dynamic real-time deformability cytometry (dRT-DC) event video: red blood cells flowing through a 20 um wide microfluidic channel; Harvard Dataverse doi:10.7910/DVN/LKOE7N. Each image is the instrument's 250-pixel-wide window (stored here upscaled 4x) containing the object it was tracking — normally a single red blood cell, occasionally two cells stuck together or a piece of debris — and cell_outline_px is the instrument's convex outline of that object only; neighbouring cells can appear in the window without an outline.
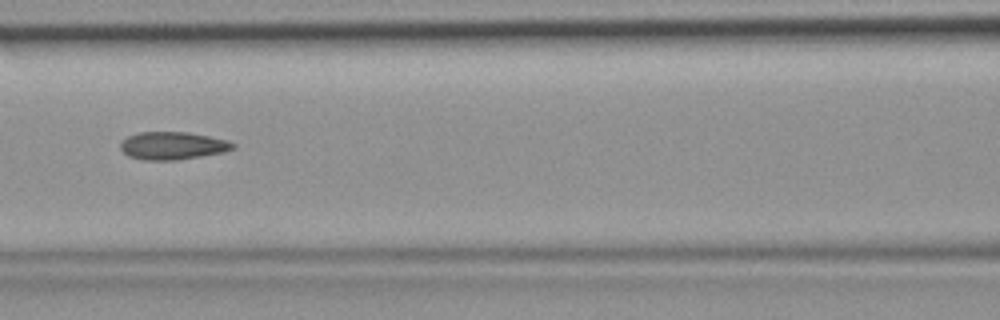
{"species": "common noctule bat (a hibernating species)", "species_latin": "Nyctalus noctula", "temperature_condition": "room temperature", "stored_images_in_passage": 5, "camera_frame_rate_fps": 3000, "um_per_image_px": 0.085, "animal": {"sex": "female", "body_mass_g": 19.9}, "frame": {"image": 1, "passage_image": 5, "time_ms": 1.333, "image_size_px": [1000, 320], "cell_outline_px": [[236, 148], [224, 152], [176, 160], [144, 160], [128, 156], [120, 148], [120, 144], [128, 136], [140, 132], [188, 132], [228, 140], [236, 144]], "centroid_in_image_um": [14.7, 12.38], "position_along_channel_um": 151.9, "area_um2": 18.15}}